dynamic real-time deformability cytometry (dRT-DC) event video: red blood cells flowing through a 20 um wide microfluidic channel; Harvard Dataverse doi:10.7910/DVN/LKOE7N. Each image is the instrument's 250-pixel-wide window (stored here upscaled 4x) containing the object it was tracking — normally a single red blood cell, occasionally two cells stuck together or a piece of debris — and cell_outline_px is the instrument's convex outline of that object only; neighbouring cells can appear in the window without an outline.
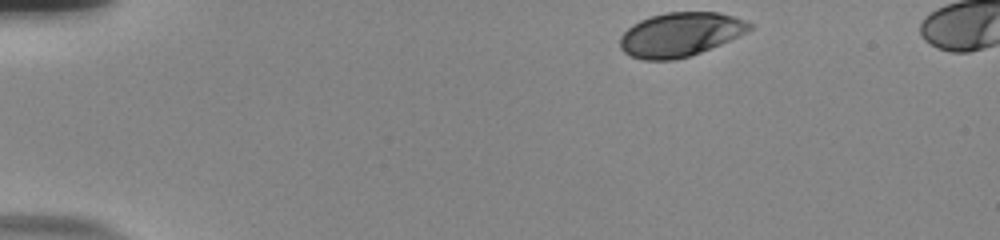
{"species": "human", "species_latin": "Homo sapiens", "temperature_condition": "room temperature", "stored_images_in_passage": 40, "camera_frame_rate_fps": 3000, "um_per_image_px": 0.085, "donor": {"sex": "male"}, "frame": {"image": 1, "passage_image": 1, "time_ms": 0.0, "image_size_px": [1000, 240], "cell_outline_px": [[752, 28], [748, 32], [720, 44], [700, 52], [688, 56], [672, 60], [644, 60], [632, 56], [624, 52], [620, 48], [620, 36], [632, 24], [640, 20], [652, 16], [668, 12], [720, 12], [748, 20], [752, 24]], "centroid_in_image_um": [57.84, 2.92], "position_along_channel_um": 27.2, "area_um2": 33.18}}
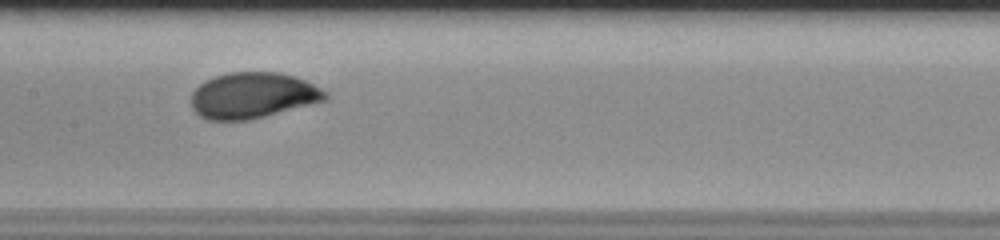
{"frame": {"image": 2, "passage_image": 21, "time_ms": 6.667, "image_size_px": [1000, 240], "cell_outline_px": [[328, 100], [248, 120], [208, 120], [200, 116], [192, 108], [192, 92], [204, 80], [228, 72], [280, 72], [304, 80], [328, 92]], "centroid_in_image_um": [21.49, 8.11], "position_along_channel_um": 185.9, "area_um2": 35.78}}
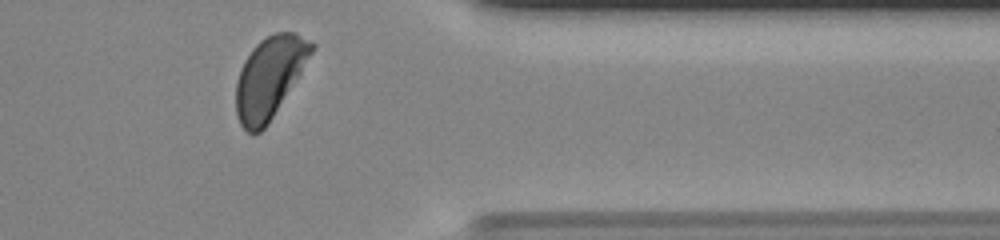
{"frame": {"image": 3, "passage_image": 38, "time_ms": 12.333, "image_size_px": [1000, 240], "cell_outline_px": [[316, 48], [268, 124], [260, 132], [248, 132], [240, 124], [236, 112], [236, 84], [240, 68], [244, 60], [252, 48], [260, 40], [276, 32], [296, 32], [312, 40], [316, 44]], "centroid_in_image_um": [22.92, 6.53], "position_along_channel_um": 388.5, "area_um2": 35.6}, "authors_computed_cell_mechanics": {"area_um2": 35.1713, "velocity_mm_per_s": 3.7475, "shape_relaxation_time_tau1_ms": 3.024, "shape_relaxation_time_tau2_ms": null, "deformation_change_tau1": 0.1392, "deformation_change_tau2": null}}